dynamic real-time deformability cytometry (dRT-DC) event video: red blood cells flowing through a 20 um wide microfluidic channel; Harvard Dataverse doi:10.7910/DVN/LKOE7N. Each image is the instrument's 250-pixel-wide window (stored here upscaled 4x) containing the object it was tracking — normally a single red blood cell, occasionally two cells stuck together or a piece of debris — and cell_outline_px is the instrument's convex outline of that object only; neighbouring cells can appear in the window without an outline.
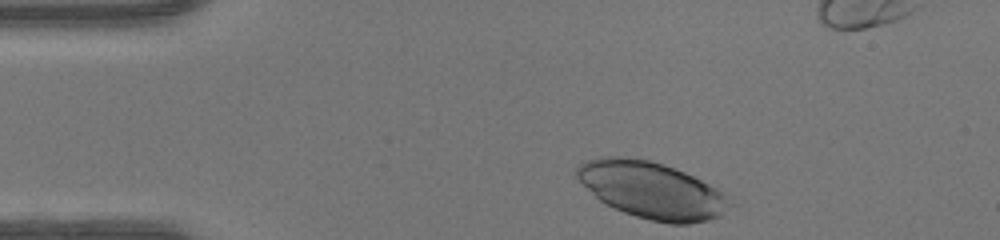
{"species": "human", "species_latin": "Homo sapiens", "temperature_condition": "warm", "stored_images_in_passage": 32, "camera_frame_rate_fps": 3000, "um_per_image_px": 0.085, "donor": {"sex": "female"}, "frame": {"image": 1, "passage_image": 1, "time_ms": 0.0, "image_size_px": [1000, 240], "cell_outline_px": [[732, 204], [720, 216], [708, 220], [688, 224], [668, 224], [636, 216], [624, 212], [604, 204], [576, 176], [576, 168], [580, 164], [588, 160], [600, 156], [628, 156], [648, 160], [664, 164], [684, 172], [708, 184], [720, 192]], "centroid_in_image_um": [55.37, 16.16], "position_along_channel_um": 29.6, "area_um2": 49.88}}